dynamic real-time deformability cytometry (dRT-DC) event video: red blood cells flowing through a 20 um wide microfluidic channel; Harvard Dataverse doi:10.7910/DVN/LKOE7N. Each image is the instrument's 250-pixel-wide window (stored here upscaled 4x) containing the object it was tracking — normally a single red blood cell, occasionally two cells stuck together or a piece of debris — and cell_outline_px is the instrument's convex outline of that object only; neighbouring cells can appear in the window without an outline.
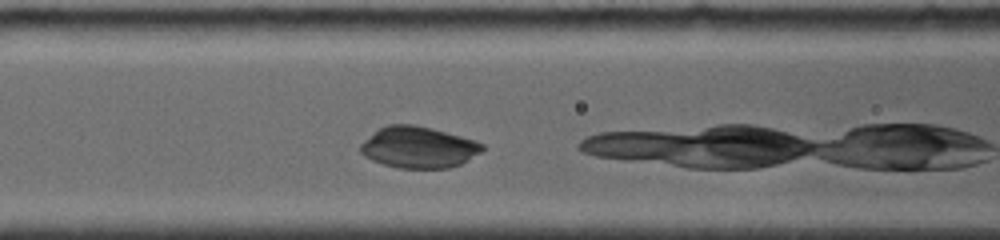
{"species": "common noctule bat (a hibernating species)", "species_latin": "Nyctalus noctula", "temperature_condition": "room temperature", "stored_images_in_passage": 20, "camera_frame_rate_fps": 4000, "um_per_image_px": 0.085, "animal": {"sex": "female", "body_mass_g": 19.0, "forearm_length_mm": 56.7}, "frame": {"image": 1, "passage_image": 4, "time_ms": 0.75, "image_size_px": [1000, 240], "cell_outline_px": [[484, 148], [480, 152], [460, 164], [448, 168], [400, 168], [384, 164], [372, 160], [364, 156], [360, 152], [360, 144], [364, 140], [380, 128], [388, 124], [416, 124], [476, 140], [484, 144]], "centroid_in_image_um": [35.56, 12.51], "position_along_channel_um": 131.0, "area_um2": 29.25}}
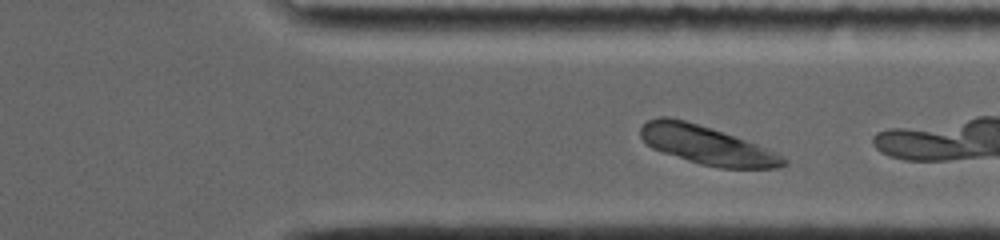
{"frame": {"image": 2, "passage_image": 17, "time_ms": 4.0, "image_size_px": [1000, 240], "cell_outline_px": [[788, 164], [780, 168], [720, 168], [700, 164], [652, 148], [640, 136], [640, 128], [648, 120], [660, 116], [668, 116], [684, 120], [756, 144], [788, 160]], "centroid_in_image_um": [60.04, 12.35], "position_along_channel_um": 351.4, "area_um2": 31.27}}